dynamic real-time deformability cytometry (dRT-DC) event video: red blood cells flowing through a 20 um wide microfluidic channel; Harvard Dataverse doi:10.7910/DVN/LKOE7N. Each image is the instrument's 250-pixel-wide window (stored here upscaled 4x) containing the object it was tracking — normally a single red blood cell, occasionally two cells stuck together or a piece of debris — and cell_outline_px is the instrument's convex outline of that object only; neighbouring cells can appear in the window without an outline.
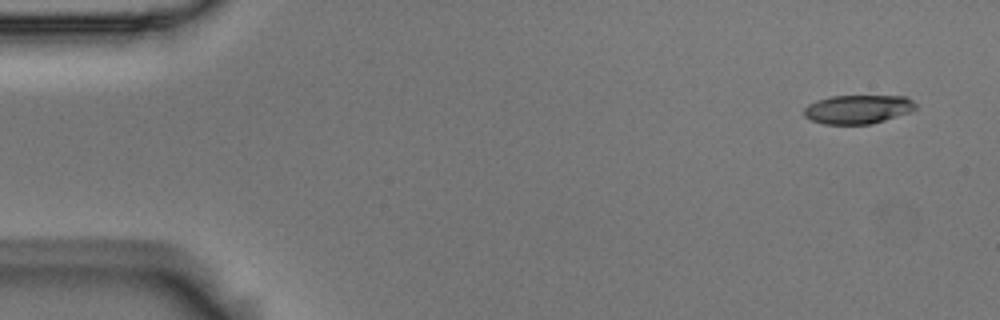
{"species": "Egyptian fruit bat (a non-hibernating species)", "species_latin": "Rousettus aegyptiacus", "temperature_condition": "room temperature", "stored_images_in_passage": 4, "camera_frame_rate_fps": 3000, "um_per_image_px": 0.085, "animal": {"sex": "male"}, "frame": {"image": 1, "passage_image": 1, "time_ms": 0.0, "image_size_px": [1000, 320], "cell_outline_px": [[916, 108], [912, 112], [872, 124], [824, 124], [808, 120], [804, 116], [804, 108], [808, 104], [816, 100], [832, 96], [904, 96], [912, 100], [916, 104]], "centroid_in_image_um": [72.91, 9.29], "position_along_channel_um": 12.1, "area_um2": 18.96}}
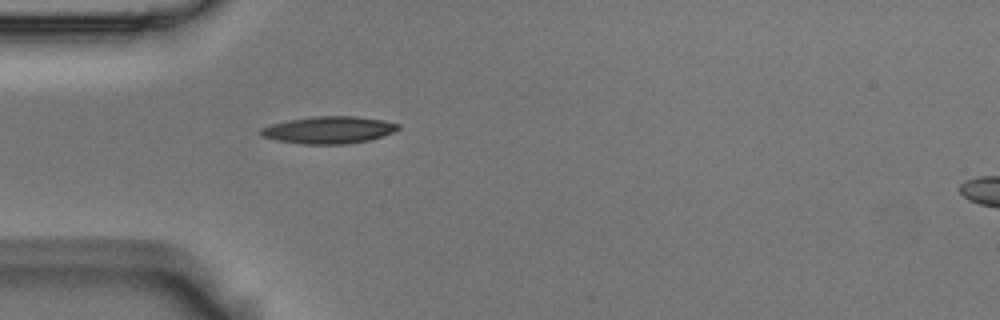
{"frame": {"image": 2, "passage_image": 4, "time_ms": 1.0, "image_size_px": [1000, 320], "cell_outline_px": [[400, 128], [396, 132], [368, 140], [348, 144], [300, 144], [276, 140], [264, 136], [260, 132], [260, 128], [272, 124], [288, 120], [316, 116], [356, 116], [384, 120], [400, 124]], "centroid_in_image_um": [27.99, 11.04], "position_along_channel_um": 57.0, "area_um2": 21.79}}